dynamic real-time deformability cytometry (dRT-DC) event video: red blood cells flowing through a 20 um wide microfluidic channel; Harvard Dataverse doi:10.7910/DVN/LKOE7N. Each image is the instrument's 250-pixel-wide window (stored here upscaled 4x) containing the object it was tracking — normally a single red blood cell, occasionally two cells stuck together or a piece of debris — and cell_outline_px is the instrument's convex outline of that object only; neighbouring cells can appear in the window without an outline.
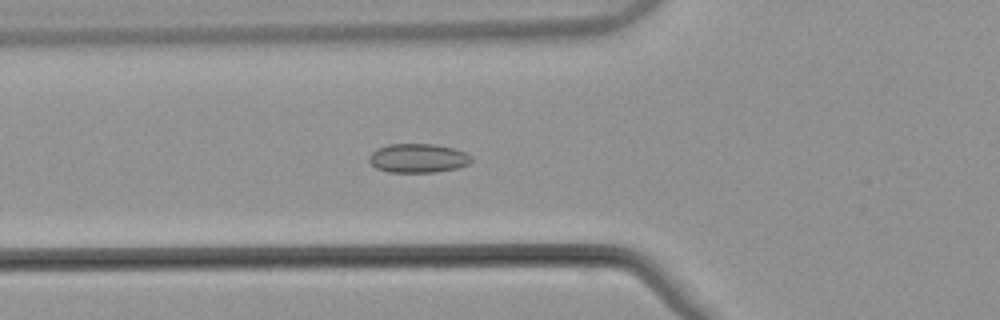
{"species": "common noctule bat (a hibernating species)", "species_latin": "Nyctalus noctula", "temperature_condition": "warm", "stored_images_in_passage": 43, "camera_frame_rate_fps": 3000, "um_per_image_px": 0.085, "animal": {"sex": "male", "body_mass_g": 21.5, "forearm_length_mm": 52.0}, "frame": {"image": 1, "passage_image": 9, "time_ms": 2.667, "image_size_px": [1000, 320], "cell_outline_px": [[472, 160], [468, 164], [456, 168], [432, 172], [388, 172], [376, 168], [368, 160], [368, 156], [376, 148], [388, 144], [436, 144], [456, 148], [472, 156]], "centroid_in_image_um": [35.51, 13.43], "position_along_channel_um": 90.3, "area_um2": 17.4}}
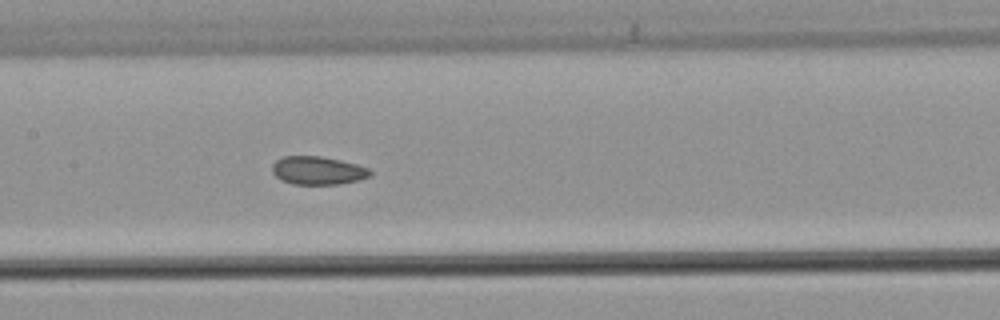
{"frame": {"image": 2, "passage_image": 16, "time_ms": 5.0, "image_size_px": [1000, 320], "cell_outline_px": [[372, 176], [360, 180], [340, 184], [292, 184], [280, 180], [272, 172], [272, 164], [276, 160], [284, 156], [320, 156], [340, 160], [356, 164], [368, 168], [372, 172]], "centroid_in_image_um": [27.02, 14.5], "position_along_channel_um": 180.4, "area_um2": 16.24}}
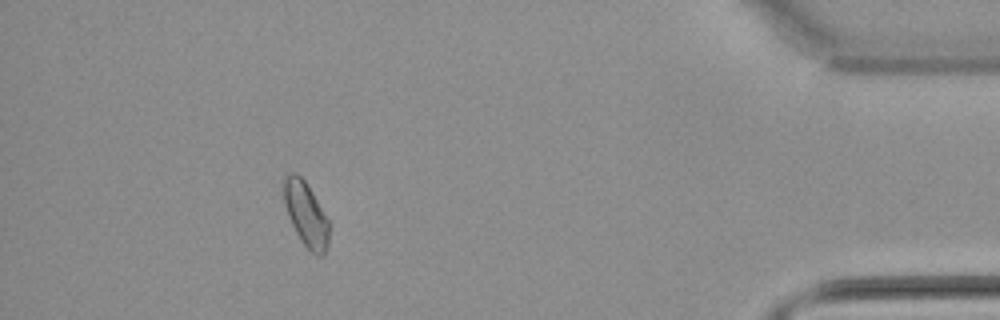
{"frame": {"image": 3, "passage_image": 38, "time_ms": 12.333, "image_size_px": [1000, 320], "cell_outline_px": [[328, 244], [324, 252], [320, 256], [316, 256], [304, 244], [296, 232], [288, 216], [284, 204], [284, 176], [292, 172], [296, 172], [304, 180], [312, 192], [328, 220]], "centroid_in_image_um": [25.98, 18.18], "position_along_channel_um": 409.2, "area_um2": 16.59}, "authors_computed_cell_mechanics": {"area_um2": 16.5308, "velocity_mm_per_s": 3.851, "shape_relaxation_time_tau1_ms": null, "shape_relaxation_time_tau2_ms": 3.2691, "deformation_change_tau1": null, "deformation_change_tau2": 0.0756}}